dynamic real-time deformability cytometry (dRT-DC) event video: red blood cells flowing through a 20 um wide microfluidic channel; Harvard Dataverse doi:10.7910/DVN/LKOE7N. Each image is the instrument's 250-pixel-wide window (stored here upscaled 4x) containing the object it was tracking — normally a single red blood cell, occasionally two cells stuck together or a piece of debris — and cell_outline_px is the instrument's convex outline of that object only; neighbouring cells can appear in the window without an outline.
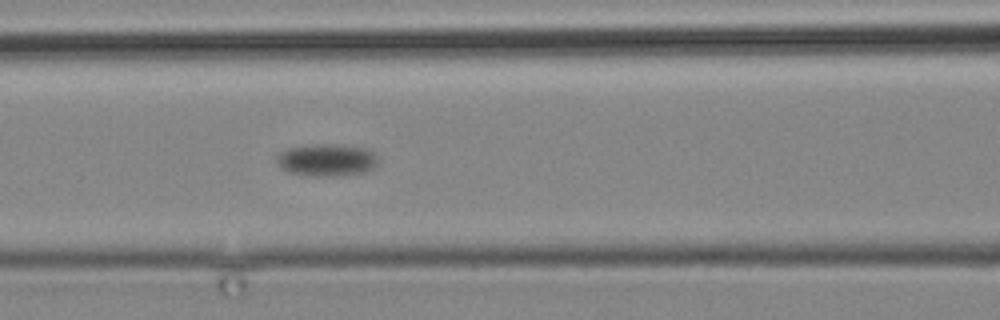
{"species": "common noctule bat (a hibernating species)", "species_latin": "Nyctalus noctula", "temperature_condition": "cold", "stored_images_in_passage": 13, "camera_frame_rate_fps": 3000, "um_per_image_px": 0.085, "animal": {"sex": "male", "body_mass_g": 19.2, "forearm_length_mm": 51.8}, "frame": {"image": 1, "passage_image": 13, "time_ms": 15.667, "image_size_px": [1000, 320], "cell_outline_px": [[380, 160], [372, 168], [364, 172], [344, 176], [308, 176], [288, 172], [280, 168], [276, 160], [276, 156], [280, 152], [288, 148], [308, 144], [344, 144], [368, 148], [376, 152], [380, 156]], "centroid_in_image_um": [27.82, 13.59], "position_along_channel_um": 138.8, "area_um2": 19.83}}